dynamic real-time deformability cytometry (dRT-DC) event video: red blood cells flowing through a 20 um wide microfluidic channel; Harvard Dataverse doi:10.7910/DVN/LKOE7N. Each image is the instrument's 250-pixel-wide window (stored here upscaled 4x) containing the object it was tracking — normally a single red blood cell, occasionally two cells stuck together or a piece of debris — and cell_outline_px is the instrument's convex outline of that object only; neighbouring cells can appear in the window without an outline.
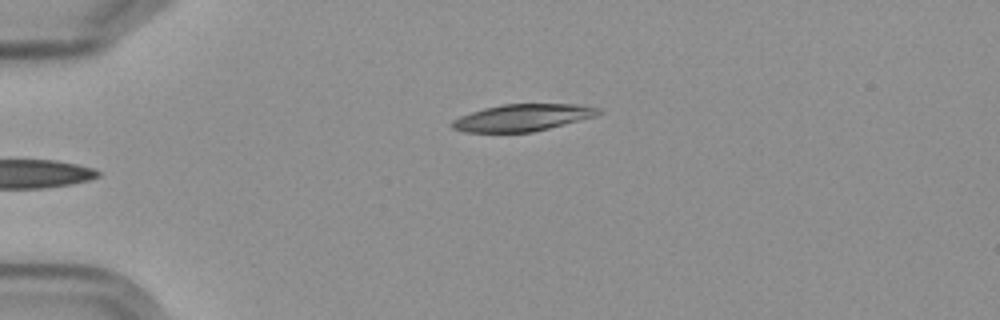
{"species": "Egyptian fruit bat (a non-hibernating species)", "species_latin": "Rousettus aegyptiacus", "temperature_condition": "cold", "stored_images_in_passage": 6, "camera_frame_rate_fps": 3000, "um_per_image_px": 0.085, "frame": {"image": 1, "passage_image": 6, "time_ms": 6.0, "image_size_px": [1000, 320], "cell_outline_px": [[604, 112], [596, 116], [532, 132], [464, 132], [452, 128], [448, 124], [452, 120], [460, 116], [484, 108], [504, 104], [580, 104], [604, 108]], "centroid_in_image_um": [44.45, 9.99], "position_along_channel_um": 40.6, "area_um2": 23.12}}